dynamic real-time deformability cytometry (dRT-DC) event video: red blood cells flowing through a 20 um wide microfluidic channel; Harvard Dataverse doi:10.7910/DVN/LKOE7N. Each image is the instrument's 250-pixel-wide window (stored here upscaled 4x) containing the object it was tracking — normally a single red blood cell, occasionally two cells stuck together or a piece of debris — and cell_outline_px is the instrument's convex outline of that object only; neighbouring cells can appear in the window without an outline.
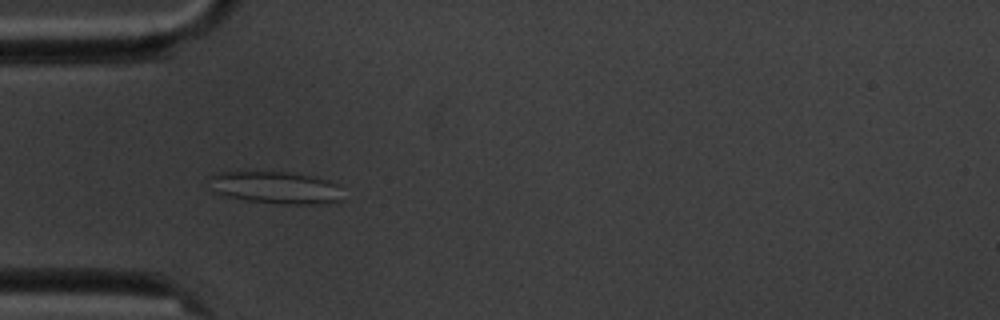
{"species": "common noctule bat (a hibernating species)", "species_latin": "Nyctalus noctula", "temperature_condition": "cold", "stored_images_in_passage": 5, "camera_frame_rate_fps": 3000, "um_per_image_px": 0.085, "animal": {"sex": "male", "body_mass_g": 20.1, "forearm_length_mm": 53.5}, "frame": {"image": 1, "passage_image": 5, "time_ms": 4.667, "image_size_px": [1000, 320], "cell_outline_px": [[340, 200], [308, 204], [284, 204], [244, 200], [220, 196], [216, 192], [204, 176], [220, 172], [256, 168], [312, 176], [328, 180], [336, 184]], "centroid_in_image_um": [23.21, 15.88], "position_along_channel_um": 61.8, "area_um2": 25.78}}